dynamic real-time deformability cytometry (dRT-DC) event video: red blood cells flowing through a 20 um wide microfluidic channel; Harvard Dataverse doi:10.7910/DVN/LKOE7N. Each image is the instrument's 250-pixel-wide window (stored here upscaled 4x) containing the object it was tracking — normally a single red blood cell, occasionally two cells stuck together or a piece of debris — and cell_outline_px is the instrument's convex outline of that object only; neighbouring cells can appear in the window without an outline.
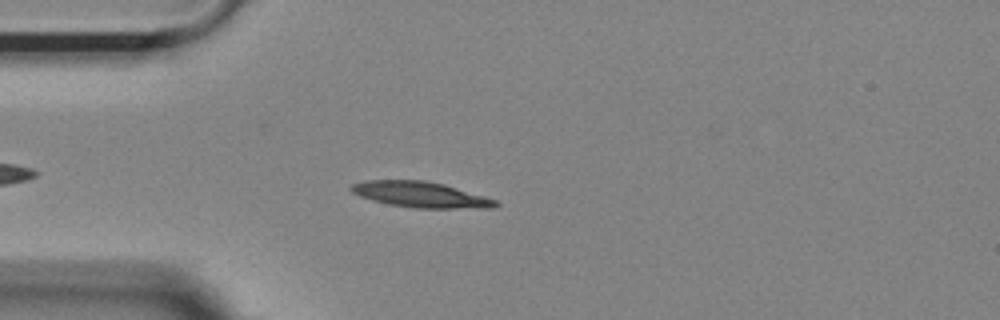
{"species": "Egyptian fruit bat (a non-hibernating species)", "species_latin": "Rousettus aegyptiacus", "temperature_condition": "room temperature", "stored_images_in_passage": 47, "camera_frame_rate_fps": 3000, "um_per_image_px": 0.085, "animal": {"sex": "female"}, "frame": {"image": 1, "passage_image": 7, "time_ms": 2.0, "image_size_px": [1000, 320], "cell_outline_px": [[500, 204], [492, 208], [416, 208], [388, 204], [372, 200], [360, 196], [352, 192], [348, 188], [352, 184], [364, 180], [424, 180], [444, 184], [484, 196], [496, 200]], "centroid_in_image_um": [35.73, 16.54], "position_along_channel_um": 49.3, "area_um2": 21.62}}
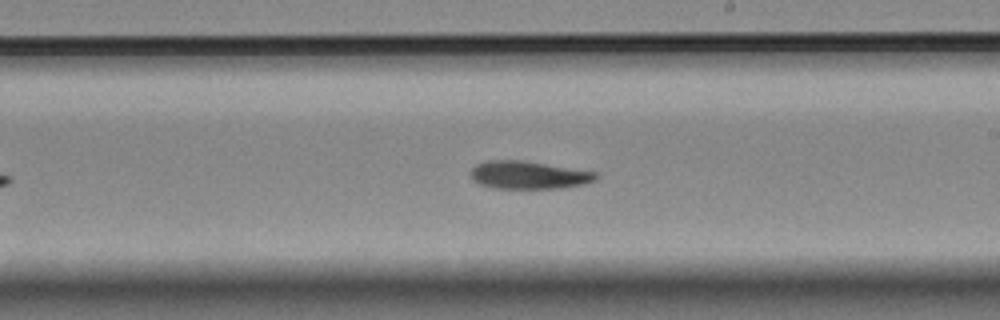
{"frame": {"image": 2, "passage_image": 24, "time_ms": 7.667, "image_size_px": [1000, 320], "cell_outline_px": [[600, 176], [596, 180], [584, 184], [560, 188], [492, 188], [480, 184], [472, 180], [472, 168], [476, 164], [488, 160], [520, 160], [596, 172]], "centroid_in_image_um": [44.93, 14.88], "position_along_channel_um": 244.1, "area_um2": 20.17}}
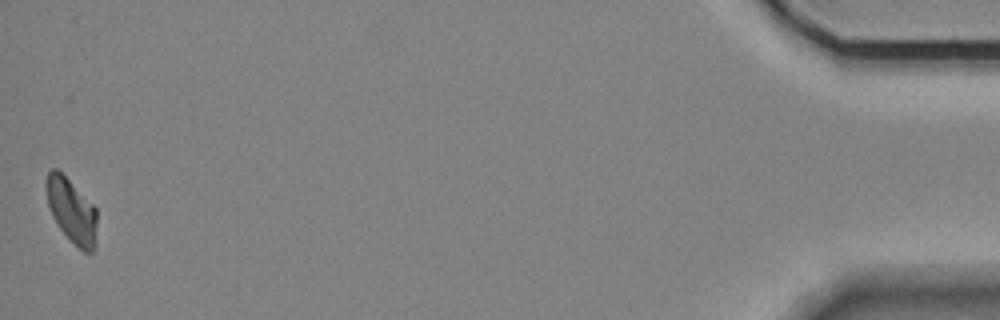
{"frame": {"image": 3, "passage_image": 47, "time_ms": 15.333, "image_size_px": [1000, 320], "cell_outline_px": [[96, 248], [92, 252], [84, 252], [60, 228], [52, 216], [48, 204], [44, 188], [44, 180], [48, 172], [52, 168], [56, 168], [96, 208]], "centroid_in_image_um": [6.06, 17.89], "position_along_channel_um": 429.1, "area_um2": 18.79}, "authors_computed_cell_mechanics": {"area_um2": 20.4034, "velocity_mm_per_s": 3.6177, "shape_relaxation_time_tau1_ms": 9.5015, "shape_relaxation_time_tau2_ms": null, "deformation_change_tau1": 0.2014, "deformation_change_tau2": null}}